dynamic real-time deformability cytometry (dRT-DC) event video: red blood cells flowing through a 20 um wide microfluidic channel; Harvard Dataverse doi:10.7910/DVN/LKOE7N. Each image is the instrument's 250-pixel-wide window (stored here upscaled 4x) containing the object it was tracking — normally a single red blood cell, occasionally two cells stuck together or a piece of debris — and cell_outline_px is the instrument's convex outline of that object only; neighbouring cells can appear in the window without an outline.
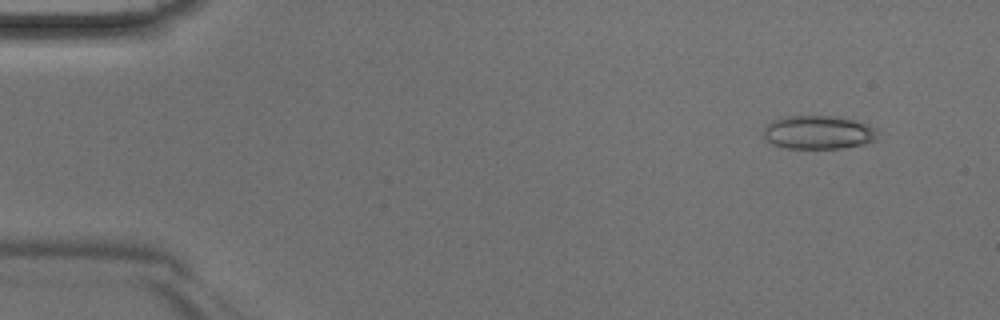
{"species": "Egyptian fruit bat (a non-hibernating species)", "species_latin": "Rousettus aegyptiacus", "temperature_condition": "room temperature", "stored_images_in_passage": 42, "camera_frame_rate_fps": 3000, "um_per_image_px": 0.085, "animal": {"sex": "male"}, "frame": {"image": 1, "passage_image": 2, "time_ms": 0.333, "image_size_px": [1000, 320], "cell_outline_px": [[880, 132], [876, 140], [864, 144], [840, 148], [788, 148], [772, 144], [764, 140], [760, 132], [772, 120], [784, 116], [836, 116], [856, 120], [868, 124], [876, 128]], "centroid_in_image_um": [69.55, 11.24], "position_along_channel_um": 15.4, "area_um2": 22.77}}
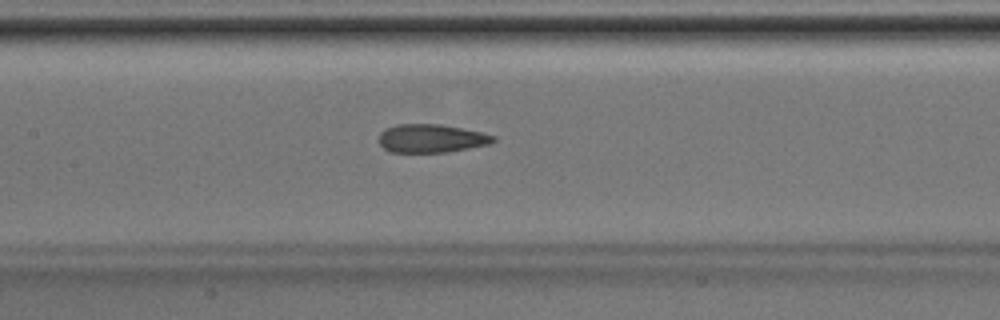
{"frame": {"image": 2, "passage_image": 19, "time_ms": 6.0, "image_size_px": [1000, 320], "cell_outline_px": [[496, 140], [488, 144], [448, 152], [392, 152], [384, 148], [380, 144], [380, 132], [384, 128], [396, 124], [436, 124], [460, 128], [480, 132], [496, 136]], "centroid_in_image_um": [36.63, 11.76], "position_along_channel_um": 170.8, "area_um2": 18.73}}
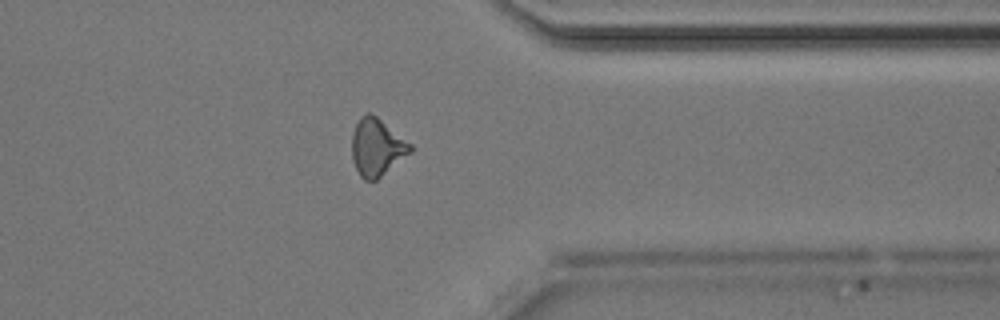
{"frame": {"image": 3, "passage_image": 33, "time_ms": 10.667, "image_size_px": [1000, 320], "cell_outline_px": [[412, 152], [376, 180], [364, 180], [360, 176], [352, 160], [352, 132], [360, 116], [368, 112], [372, 112], [412, 144]], "centroid_in_image_um": [32.03, 12.5], "position_along_channel_um": 379.4, "area_um2": 19.65}}